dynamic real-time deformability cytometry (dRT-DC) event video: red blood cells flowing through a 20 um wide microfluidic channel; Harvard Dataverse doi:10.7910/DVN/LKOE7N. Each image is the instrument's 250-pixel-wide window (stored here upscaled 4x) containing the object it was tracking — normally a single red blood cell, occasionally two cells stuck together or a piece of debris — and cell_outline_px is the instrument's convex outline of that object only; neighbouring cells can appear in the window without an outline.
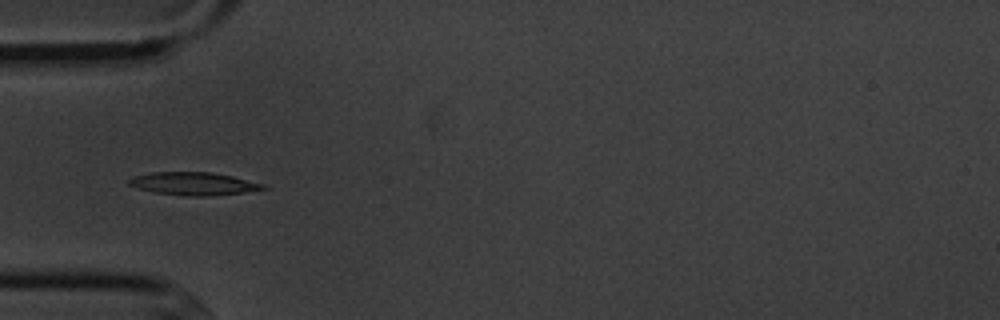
{"species": "common noctule bat (a hibernating species)", "species_latin": "Nyctalus noctula", "temperature_condition": "cold", "stored_images_in_passage": 7, "camera_frame_rate_fps": 3000, "um_per_image_px": 0.085, "animal": {"sex": "male", "body_mass_g": 20.1, "forearm_length_mm": 53.5}, "frame": {"image": 1, "passage_image": 5, "time_ms": 5.333, "image_size_px": [1000, 320], "cell_outline_px": [[268, 188], [244, 192], [208, 196], [184, 196], [152, 192], [136, 188], [128, 184], [128, 180], [132, 176], [152, 172], [212, 172], [232, 176], [264, 184]], "centroid_in_image_um": [16.4, 15.61], "position_along_channel_um": 68.6, "area_um2": 17.98}}
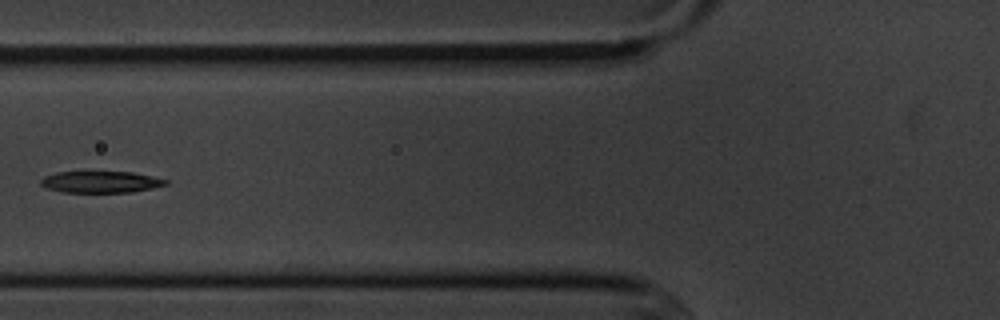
{"frame": {"image": 2, "passage_image": 6, "time_ms": 6.667, "image_size_px": [1000, 320], "cell_outline_px": [[168, 184], [152, 188], [132, 192], [64, 192], [44, 188], [40, 184], [40, 180], [44, 176], [56, 172], [132, 172], [168, 180]], "centroid_in_image_um": [8.52, 15.47], "position_along_channel_um": 117.3, "area_um2": 15.66}}
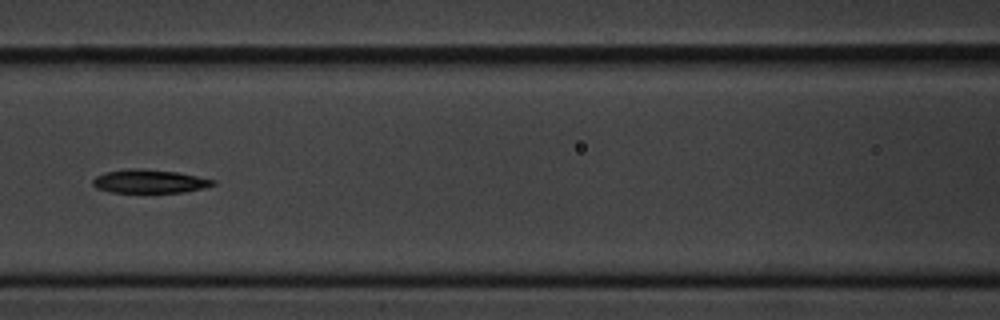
{"frame": {"image": 3, "passage_image": 7, "time_ms": 7.667, "image_size_px": [1000, 320], "cell_outline_px": [[216, 184], [204, 188], [184, 192], [112, 192], [96, 188], [92, 184], [92, 180], [96, 176], [104, 172], [132, 168], [176, 172], [216, 180]], "centroid_in_image_um": [12.69, 15.42], "position_along_channel_um": 153.9, "area_um2": 16.3}}